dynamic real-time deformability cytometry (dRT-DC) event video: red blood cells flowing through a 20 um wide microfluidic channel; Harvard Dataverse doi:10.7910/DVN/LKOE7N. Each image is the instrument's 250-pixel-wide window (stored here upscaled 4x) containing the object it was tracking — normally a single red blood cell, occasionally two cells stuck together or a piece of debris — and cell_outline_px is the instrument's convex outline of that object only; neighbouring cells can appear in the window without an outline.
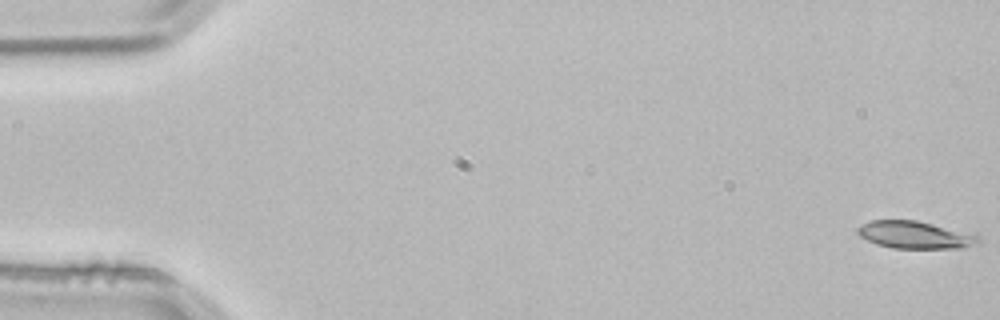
{"species": "common noctule bat (a hibernating species)", "species_latin": "Nyctalus noctula", "temperature_condition": "room temperature", "stored_images_in_passage": 3, "camera_frame_rate_fps": 3000, "um_per_image_px": 0.085, "animal": {"sex": "male", "body_mass_g": 21.5, "forearm_length_mm": 52.0}, "frame": {"image": 1, "passage_image": 1, "time_ms": 0.0, "image_size_px": [1000, 320], "cell_outline_px": [[980, 244], [964, 248], [892, 248], [876, 244], [860, 236], [856, 232], [856, 228], [872, 220], [916, 220], [980, 236]], "centroid_in_image_um": [77.78, 19.98], "position_along_channel_um": 7.2, "area_um2": 19.13}}